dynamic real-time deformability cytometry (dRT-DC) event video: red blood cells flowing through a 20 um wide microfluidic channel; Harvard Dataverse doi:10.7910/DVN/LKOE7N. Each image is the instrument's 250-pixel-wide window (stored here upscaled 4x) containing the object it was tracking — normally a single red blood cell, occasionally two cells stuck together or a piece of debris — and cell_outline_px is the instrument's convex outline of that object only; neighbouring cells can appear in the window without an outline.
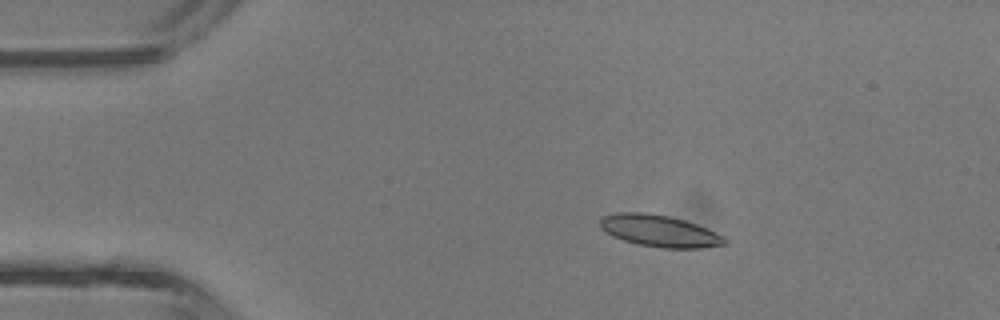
{"species": "common noctule bat (a hibernating species)", "species_latin": "Nyctalus noctula", "temperature_condition": "room temperature", "stored_images_in_passage": 5, "camera_frame_rate_fps": 3000, "um_per_image_px": 0.085, "animal": {"sex": "male", "body_mass_g": 13.3}, "frame": {"image": 1, "passage_image": 3, "time_ms": 2.333, "image_size_px": [1000, 320], "cell_outline_px": [[728, 244], [700, 248], [660, 248], [636, 244], [612, 236], [600, 228], [600, 220], [604, 216], [616, 212], [644, 212], [668, 216], [684, 220], [696, 224], [724, 236], [728, 240]], "centroid_in_image_um": [56.05, 19.63], "position_along_channel_um": 28.9, "area_um2": 23.12}}
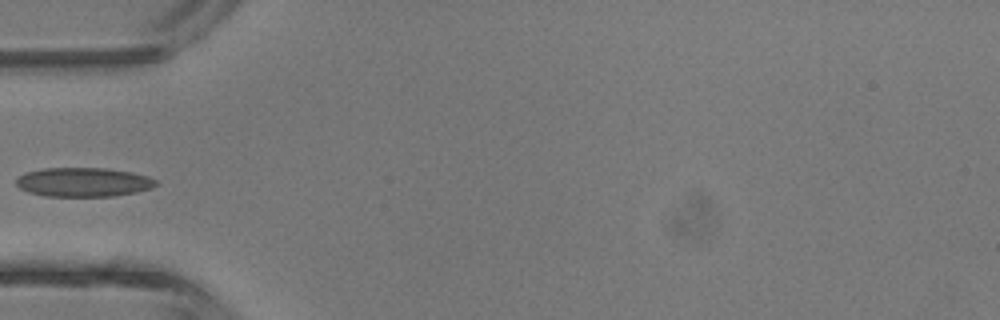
{"frame": {"image": 2, "passage_image": 5, "time_ms": 4.667, "image_size_px": [1000, 320], "cell_outline_px": [[156, 184], [152, 188], [136, 192], [112, 196], [44, 196], [28, 192], [20, 188], [16, 184], [16, 176], [28, 172], [44, 168], [108, 168], [132, 172], [148, 176], [156, 180]], "centroid_in_image_um": [7.08, 15.48], "position_along_channel_um": 77.9, "area_um2": 23.76}}